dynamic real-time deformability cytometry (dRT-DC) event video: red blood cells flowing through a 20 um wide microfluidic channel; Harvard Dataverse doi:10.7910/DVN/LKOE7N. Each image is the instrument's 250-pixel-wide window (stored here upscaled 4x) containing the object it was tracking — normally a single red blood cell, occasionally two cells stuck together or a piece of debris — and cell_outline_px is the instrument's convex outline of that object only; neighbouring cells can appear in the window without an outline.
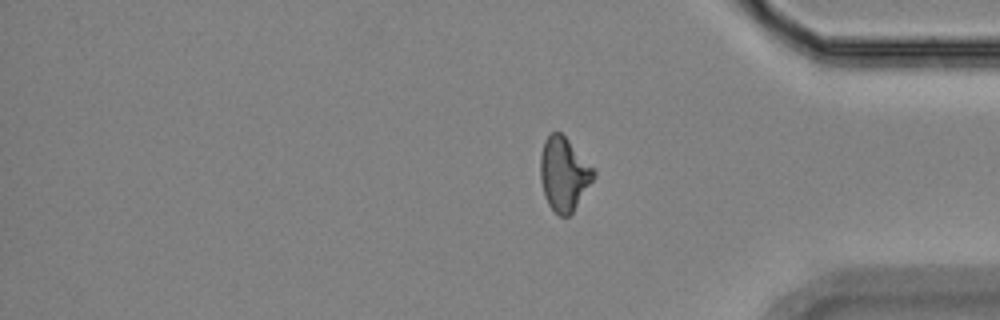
{"species": "Egyptian fruit bat (a non-hibernating species)", "species_latin": "Rousettus aegyptiacus", "temperature_condition": "room temperature", "stored_images_in_passage": 17, "segment_of_instrument_passage": [2, 2], "camera_frame_rate_fps": 3000, "um_per_image_px": 0.085, "animal": {"sex": "female"}, "frame": {"image": 1, "passage_image": 17, "time_ms": 19.333, "image_size_px": [1000, 320], "cell_outline_px": [[596, 176], [572, 212], [568, 216], [560, 216], [548, 204], [544, 196], [540, 180], [540, 156], [544, 140], [552, 132], [560, 132], [568, 140], [596, 172]], "centroid_in_image_um": [47.91, 14.8], "position_along_channel_um": 387.3, "area_um2": 22.54}}